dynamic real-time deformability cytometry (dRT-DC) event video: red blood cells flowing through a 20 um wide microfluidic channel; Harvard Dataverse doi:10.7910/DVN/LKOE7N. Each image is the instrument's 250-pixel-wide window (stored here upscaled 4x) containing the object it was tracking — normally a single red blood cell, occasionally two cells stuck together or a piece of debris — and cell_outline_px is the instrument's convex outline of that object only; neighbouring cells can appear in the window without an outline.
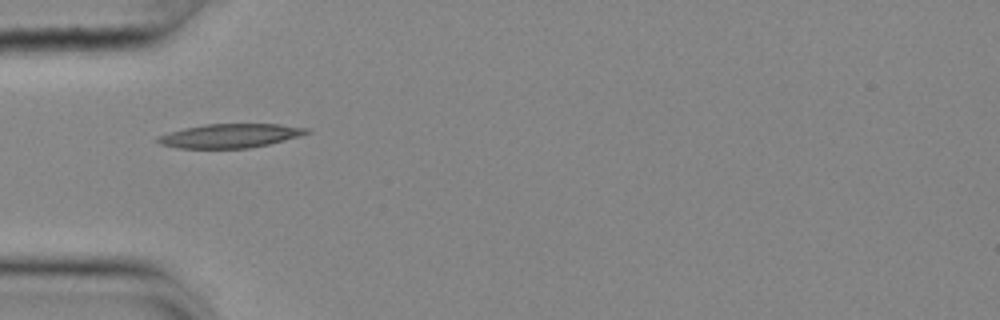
{"species": "common noctule bat (a hibernating species)", "species_latin": "Nyctalus noctula", "temperature_condition": "cold", "stored_images_in_passage": 38, "camera_frame_rate_fps": 3000, "um_per_image_px": 0.085, "animal": {"sex": "female", "body_mass_g": 25.1}, "frame": {"image": 1, "passage_image": 1, "time_ms": 0.0, "image_size_px": [1000, 320], "cell_outline_px": [[312, 132], [300, 136], [268, 144], [248, 148], [180, 148], [160, 144], [156, 140], [156, 136], [184, 128], [204, 124], [280, 124], [308, 128]], "centroid_in_image_um": [19.56, 11.53], "position_along_channel_um": 65.4, "area_um2": 20.75}}
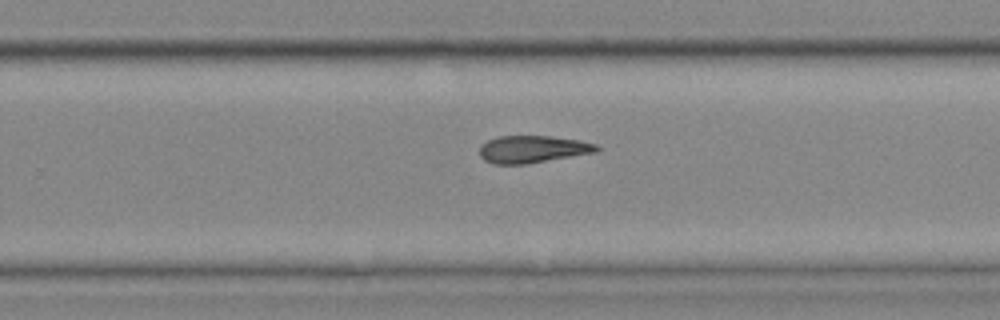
{"frame": {"image": 2, "passage_image": 19, "time_ms": 6.0, "image_size_px": [1000, 320], "cell_outline_px": [[600, 148], [596, 152], [528, 164], [492, 164], [484, 160], [480, 156], [480, 144], [496, 136], [552, 136], [580, 140], [596, 144]], "centroid_in_image_um": [45.25, 12.68], "position_along_channel_um": 284.5, "area_um2": 18.79}}
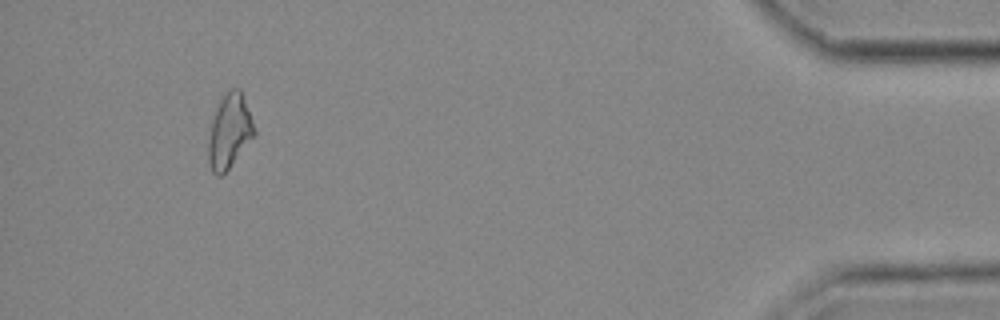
{"frame": {"image": 3, "passage_image": 35, "time_ms": 11.333, "image_size_px": [1000, 320], "cell_outline_px": [[256, 132], [228, 168], [220, 176], [216, 176], [212, 172], [208, 160], [208, 144], [212, 120], [216, 108], [220, 100], [232, 88], [240, 88], [256, 128]], "centroid_in_image_um": [19.5, 11.15], "position_along_channel_um": 415.7, "area_um2": 19.36}}